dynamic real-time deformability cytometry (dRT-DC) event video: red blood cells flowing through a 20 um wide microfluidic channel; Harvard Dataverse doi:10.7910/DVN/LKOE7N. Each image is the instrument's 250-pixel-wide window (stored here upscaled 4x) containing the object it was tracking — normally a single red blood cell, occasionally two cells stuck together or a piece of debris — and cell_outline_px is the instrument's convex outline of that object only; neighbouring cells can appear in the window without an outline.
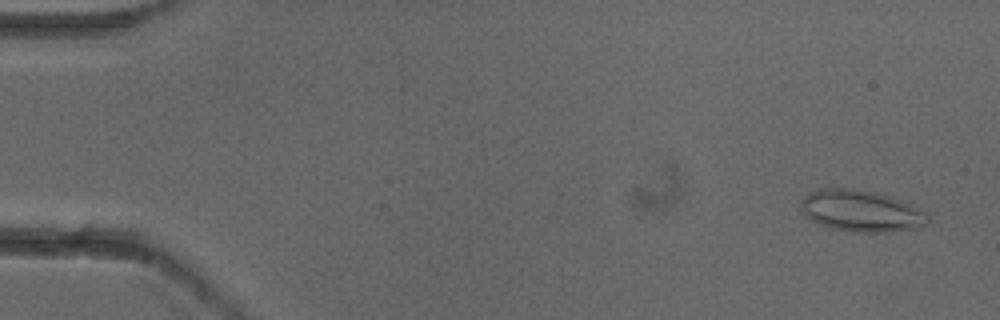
{"species": "common noctule bat (a hibernating species)", "species_latin": "Nyctalus noctula", "temperature_condition": "cold", "stored_images_in_passage": 4, "camera_frame_rate_fps": 3000, "um_per_image_px": 0.085, "animal": {"sex": "female"}, "frame": {"image": 1, "passage_image": 1, "time_ms": 0.0, "image_size_px": [1000, 320], "cell_outline_px": [[928, 220], [920, 228], [888, 232], [852, 232], [832, 228], [820, 224], [812, 220], [804, 212], [800, 204], [804, 196], [816, 188], [848, 188], [872, 192], [888, 196], [908, 204], [924, 212], [928, 216]], "centroid_in_image_um": [73.16, 17.94], "position_along_channel_um": 11.8, "area_um2": 30.23}}